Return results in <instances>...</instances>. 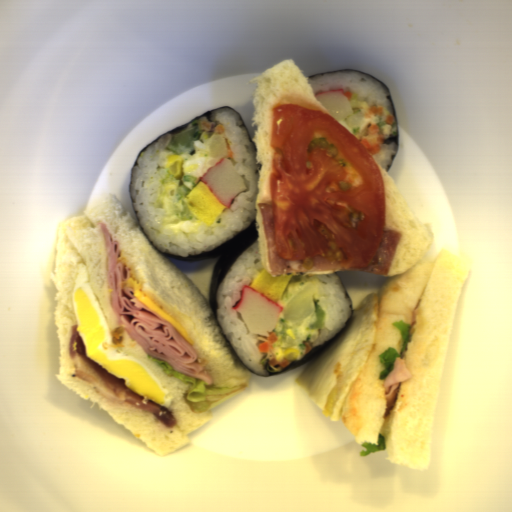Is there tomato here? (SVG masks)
<instances>
[{
  "mask_svg": "<svg viewBox=\"0 0 512 512\" xmlns=\"http://www.w3.org/2000/svg\"><path fill=\"white\" fill-rule=\"evenodd\" d=\"M274 248L284 261L322 255L340 269L370 266L386 227L374 156L327 112L299 103L271 107Z\"/></svg>",
  "mask_w": 512,
  "mask_h": 512,
  "instance_id": "1",
  "label": "tomato"
}]
</instances>
